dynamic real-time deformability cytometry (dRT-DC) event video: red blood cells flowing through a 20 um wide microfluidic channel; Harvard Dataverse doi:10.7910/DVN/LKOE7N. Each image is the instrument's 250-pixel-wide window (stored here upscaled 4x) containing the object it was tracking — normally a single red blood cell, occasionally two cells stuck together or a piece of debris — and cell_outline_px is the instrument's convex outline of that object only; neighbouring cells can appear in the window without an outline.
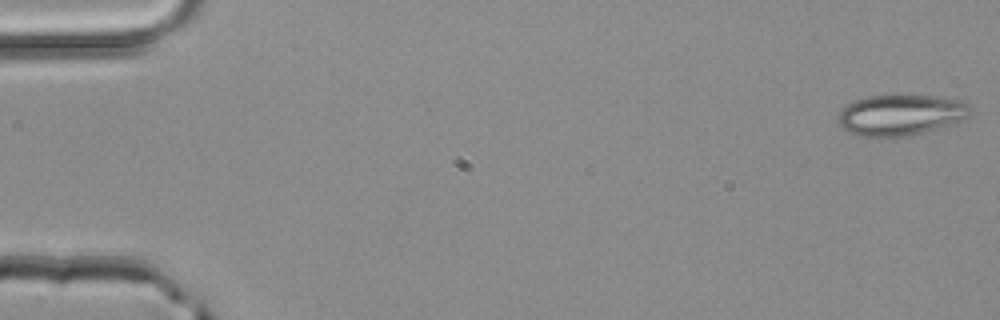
{"species": "common noctule bat (a hibernating species)", "species_latin": "Nyctalus noctula", "temperature_condition": "room temperature", "stored_images_in_passage": 50, "camera_frame_rate_fps": 3000, "um_per_image_px": 0.085, "animal": {"sex": "male", "body_mass_g": 20.4}, "frame": {"image": 1, "passage_image": 1, "time_ms": 0.0, "image_size_px": [1000, 320], "cell_outline_px": [[968, 116], [956, 124], [904, 136], [864, 136], [848, 132], [840, 124], [840, 112], [848, 104], [856, 100], [868, 96], [932, 96], [964, 100], [968, 104]], "centroid_in_image_um": [76.6, 9.77], "position_along_channel_um": 8.4, "area_um2": 30.81}}
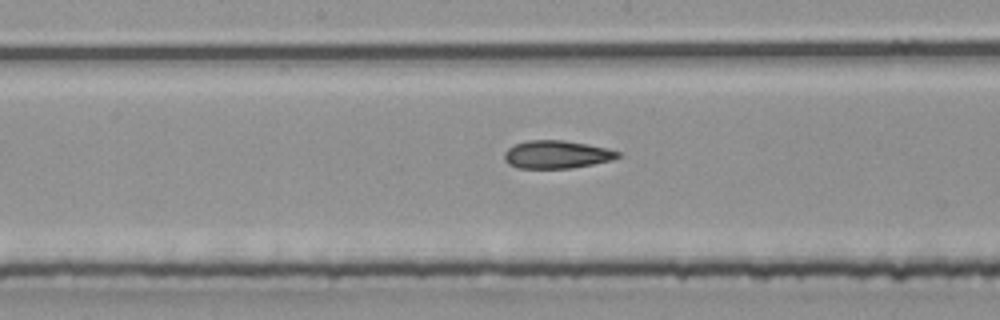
{"frame": {"image": 2, "passage_image": 26, "time_ms": 8.333, "image_size_px": [1000, 320], "cell_outline_px": [[624, 156], [612, 160], [572, 168], [516, 168], [508, 164], [504, 160], [504, 152], [508, 148], [516, 144], [528, 140], [564, 140], [608, 148], [620, 152]], "centroid_in_image_um": [47.33, 13.13], "position_along_channel_um": 200.9, "area_um2": 18.61}}
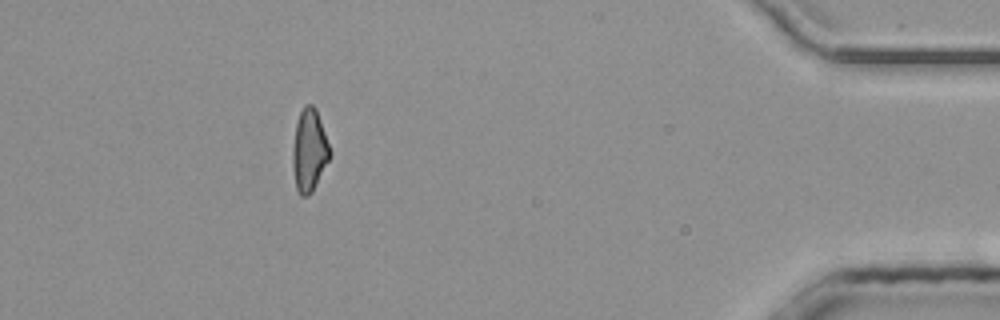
{"frame": {"image": 3, "passage_image": 45, "time_ms": 14.667, "image_size_px": [1000, 320], "cell_outline_px": [[332, 152], [312, 192], [308, 196], [300, 196], [296, 188], [292, 168], [292, 148], [296, 124], [300, 112], [304, 104], [312, 104], [316, 108]], "centroid_in_image_um": [26.27, 12.78], "position_along_channel_um": 408.9, "area_um2": 17.92}, "authors_computed_cell_mechanics": {"area_um2": 18.8717, "velocity_mm_per_s": 4.1886, "shape_relaxation_time_tau1_ms": 11.2166, "shape_relaxation_time_tau2_ms": 2.4999, "deformation_change_tau1": 0.21, "deformation_change_tau2": 0.1199}}